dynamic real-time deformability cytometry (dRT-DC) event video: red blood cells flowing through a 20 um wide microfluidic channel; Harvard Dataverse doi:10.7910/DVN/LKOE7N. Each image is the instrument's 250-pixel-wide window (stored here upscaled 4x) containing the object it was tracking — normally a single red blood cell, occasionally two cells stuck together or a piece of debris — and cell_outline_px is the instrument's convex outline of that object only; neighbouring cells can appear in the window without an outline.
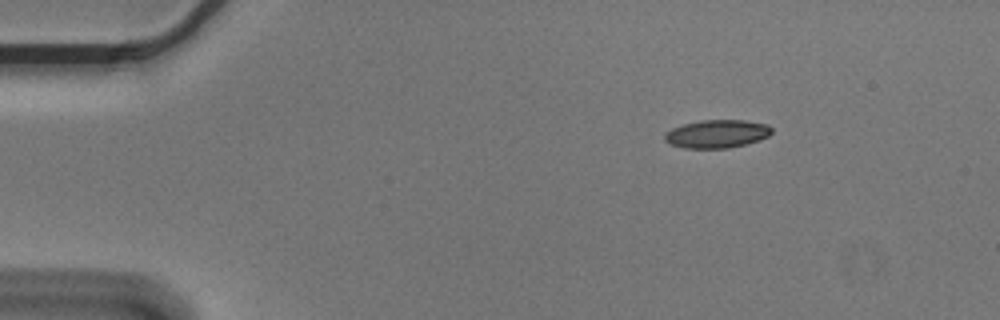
{"species": "Egyptian fruit bat (a non-hibernating species)", "species_latin": "Rousettus aegyptiacus", "temperature_condition": "cold", "stored_images_in_passage": 4, "segment_of_instrument_passage": [1, 2], "camera_frame_rate_fps": 3000, "um_per_image_px": 0.085, "animal": {"sex": "male"}, "frame": {"image": 1, "passage_image": 1, "time_ms": 0.0, "image_size_px": [1000, 320], "cell_outline_px": [[772, 132], [768, 136], [744, 144], [728, 148], [684, 148], [668, 144], [664, 140], [664, 132], [672, 128], [684, 124], [700, 120], [744, 120], [768, 124], [772, 128]], "centroid_in_image_um": [60.89, 11.37], "position_along_channel_um": 24.1, "area_um2": 17.57}}